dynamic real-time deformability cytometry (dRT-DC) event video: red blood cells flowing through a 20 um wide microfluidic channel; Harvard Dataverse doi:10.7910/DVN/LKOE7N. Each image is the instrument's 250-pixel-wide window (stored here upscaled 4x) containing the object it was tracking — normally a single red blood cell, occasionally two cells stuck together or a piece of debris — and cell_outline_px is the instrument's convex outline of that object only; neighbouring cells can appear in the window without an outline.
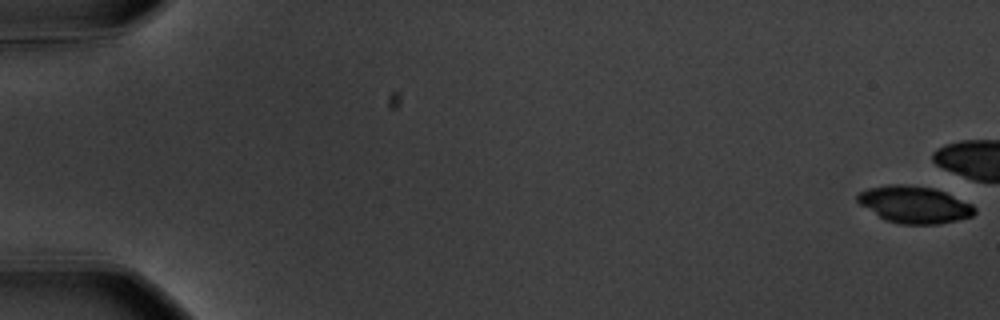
{"species": "common noctule bat (a hibernating species)", "species_latin": "Nyctalus noctula", "temperature_condition": "warm", "stored_images_in_passage": 16, "camera_frame_rate_fps": 3000, "um_per_image_px": 0.085, "animal": {"sex": "male", "body_mass_g": 20.1, "forearm_length_mm": 53.5}, "frame": {"image": 1, "passage_image": 1, "time_ms": 0.0, "image_size_px": [1000, 320], "cell_outline_px": [[976, 212], [972, 216], [940, 224], [900, 224], [884, 220], [860, 204], [856, 200], [856, 196], [860, 192], [868, 188], [888, 184], [908, 184], [932, 188], [944, 192], [972, 204], [976, 208]], "centroid_in_image_um": [77.7, 17.39], "position_along_channel_um": 7.3, "area_um2": 25.26}}